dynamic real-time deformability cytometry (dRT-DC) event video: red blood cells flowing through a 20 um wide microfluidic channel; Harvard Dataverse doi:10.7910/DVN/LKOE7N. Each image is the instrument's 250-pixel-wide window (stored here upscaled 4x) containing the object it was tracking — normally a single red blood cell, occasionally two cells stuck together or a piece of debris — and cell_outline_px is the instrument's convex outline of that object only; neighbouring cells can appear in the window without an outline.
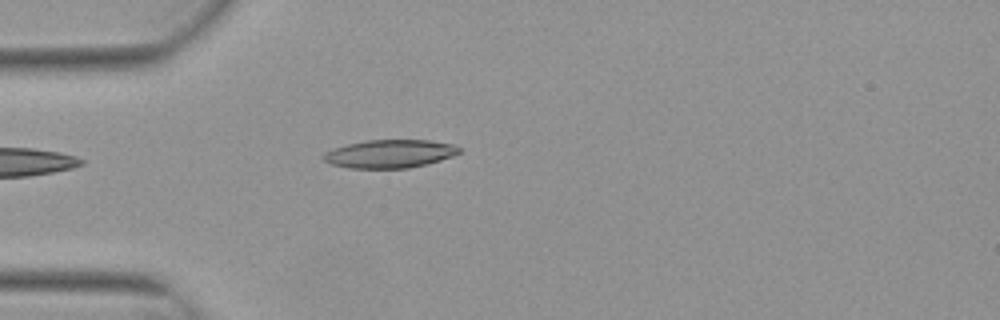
{"species": "Egyptian fruit bat (a non-hibernating species)", "species_latin": "Rousettus aegyptiacus", "temperature_condition": "warm", "stored_images_in_passage": 3, "camera_frame_rate_fps": 3000, "um_per_image_px": 0.085, "animal": {"sex": "female"}, "frame": {"image": 1, "passage_image": 3, "time_ms": 0.667, "image_size_px": [1000, 320], "cell_outline_px": [[460, 152], [452, 156], [440, 160], [408, 168], [348, 168], [332, 164], [324, 160], [320, 156], [324, 152], [332, 148], [348, 144], [368, 140], [428, 140], [452, 144], [460, 148]], "centroid_in_image_um": [33.08, 13.07], "position_along_channel_um": 51.9, "area_um2": 22.2}}